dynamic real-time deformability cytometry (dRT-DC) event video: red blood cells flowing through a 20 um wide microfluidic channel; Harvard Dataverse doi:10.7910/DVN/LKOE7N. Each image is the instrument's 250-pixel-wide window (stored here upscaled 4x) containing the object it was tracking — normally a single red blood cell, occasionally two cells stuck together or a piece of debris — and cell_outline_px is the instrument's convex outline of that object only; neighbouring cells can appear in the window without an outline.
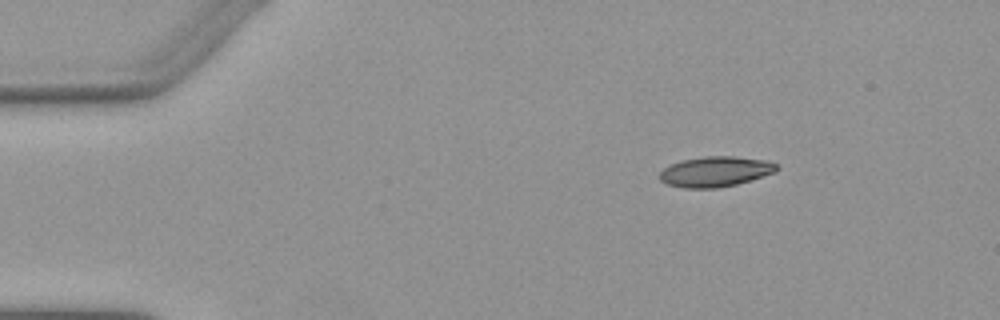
{"species": "Egyptian fruit bat (a non-hibernating species)", "species_latin": "Rousettus aegyptiacus", "temperature_condition": "warm", "stored_images_in_passage": 46, "camera_frame_rate_fps": 3000, "um_per_image_px": 0.085, "animal": {"sex": "female"}, "frame": {"image": 1, "passage_image": 1, "time_ms": 0.0, "image_size_px": [1000, 320], "cell_outline_px": [[776, 172], [752, 180], [736, 184], [716, 188], [684, 188], [668, 184], [660, 180], [660, 172], [664, 168], [672, 164], [684, 160], [704, 156], [732, 156], [768, 160], [776, 164]], "centroid_in_image_um": [60.83, 14.59], "position_along_channel_um": 24.2, "area_um2": 20.52}}
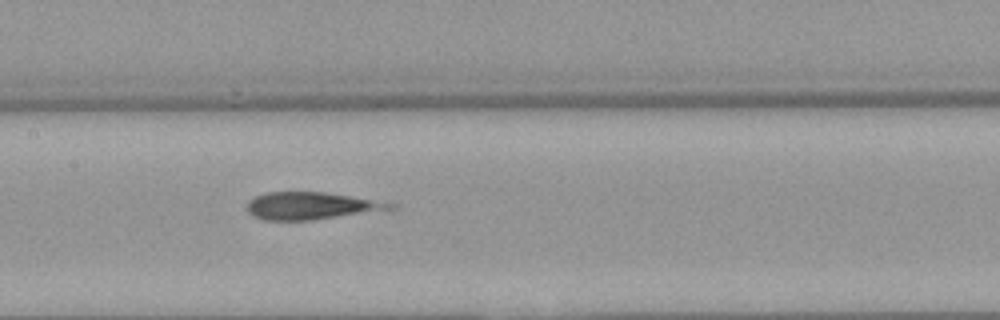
{"frame": {"image": 2, "passage_image": 19, "time_ms": 6.0, "image_size_px": [1000, 320], "cell_outline_px": [[400, 204], [396, 208], [312, 220], [264, 220], [252, 216], [248, 212], [248, 200], [256, 196], [268, 192], [324, 192]], "centroid_in_image_um": [26.42, 17.49], "position_along_channel_um": 181.0, "area_um2": 22.54}}
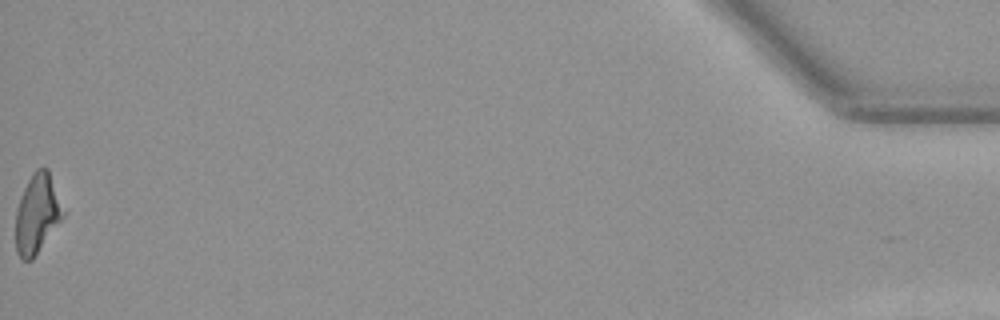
{"frame": {"image": 3, "passage_image": 46, "time_ms": 15.0, "image_size_px": [1000, 320], "cell_outline_px": [[64, 216], [32, 260], [20, 260], [16, 252], [16, 208], [20, 196], [32, 172], [36, 168], [48, 168], [64, 212]], "centroid_in_image_um": [3.13, 18.18], "position_along_channel_um": 432.1, "area_um2": 21.73}}